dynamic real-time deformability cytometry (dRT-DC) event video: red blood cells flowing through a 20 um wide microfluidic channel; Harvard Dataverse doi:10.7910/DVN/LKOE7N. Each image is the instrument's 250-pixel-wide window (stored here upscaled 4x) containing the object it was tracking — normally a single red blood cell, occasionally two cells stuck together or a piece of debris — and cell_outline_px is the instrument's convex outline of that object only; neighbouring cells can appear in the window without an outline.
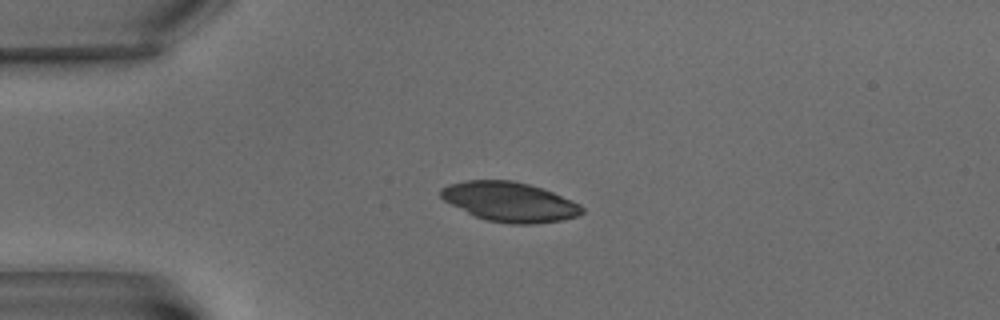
{"species": "common noctule bat (a hibernating species)", "species_latin": "Nyctalus noctula", "temperature_condition": "warm", "stored_images_in_passage": 2, "camera_frame_rate_fps": 3000, "um_per_image_px": 0.085, "animal": {"sex": "male", "body_mass_g": 15.6}, "frame": {"image": 1, "passage_image": 1, "time_ms": 0.0, "image_size_px": [1000, 320], "cell_outline_px": [[584, 212], [576, 216], [564, 220], [532, 224], [512, 224], [488, 220], [476, 216], [444, 200], [440, 196], [440, 188], [448, 184], [464, 180], [512, 180], [544, 188], [572, 200], [580, 204], [584, 208]], "centroid_in_image_um": [43.35, 17.14], "position_along_channel_um": 41.7, "area_um2": 32.54}}